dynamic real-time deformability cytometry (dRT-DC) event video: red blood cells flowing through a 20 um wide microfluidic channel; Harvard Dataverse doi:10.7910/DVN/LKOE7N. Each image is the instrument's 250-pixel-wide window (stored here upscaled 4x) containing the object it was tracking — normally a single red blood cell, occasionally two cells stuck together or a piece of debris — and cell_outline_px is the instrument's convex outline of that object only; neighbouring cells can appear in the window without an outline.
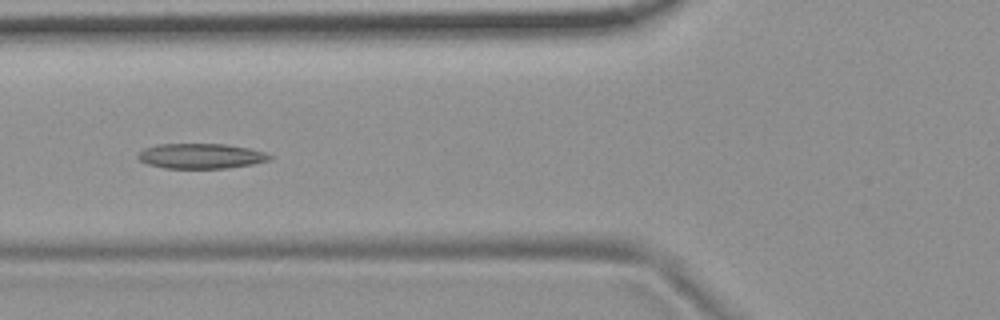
{"species": "common noctule bat (a hibernating species)", "species_latin": "Nyctalus noctula", "temperature_condition": "room temperature", "stored_images_in_passage": 6, "camera_frame_rate_fps": 3000, "um_per_image_px": 0.085, "animal": {"sex": "female", "body_mass_g": 19.9}, "frame": {"image": 1, "passage_image": 5, "time_ms": 1.333, "image_size_px": [1000, 320], "cell_outline_px": [[272, 160], [252, 164], [224, 168], [164, 168], [148, 164], [140, 160], [136, 156], [144, 148], [156, 144], [224, 144], [248, 148], [264, 152], [272, 156]], "centroid_in_image_um": [17.07, 13.26], "position_along_channel_um": 108.7, "area_um2": 19.19}}
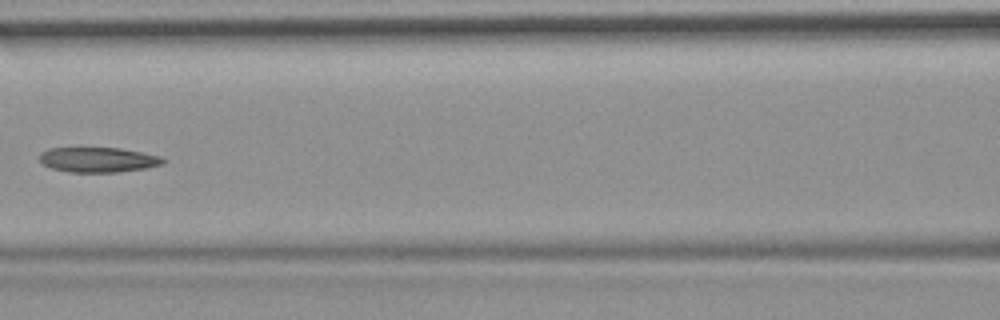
{"frame": {"image": 2, "passage_image": 6, "time_ms": 1.667, "image_size_px": [1000, 320], "cell_outline_px": [[168, 160], [164, 164], [148, 168], [120, 172], [68, 172], [52, 168], [44, 164], [40, 160], [40, 152], [48, 148], [120, 148], [160, 156]], "centroid_in_image_um": [8.38, 13.58], "position_along_channel_um": 158.2, "area_um2": 18.09}}